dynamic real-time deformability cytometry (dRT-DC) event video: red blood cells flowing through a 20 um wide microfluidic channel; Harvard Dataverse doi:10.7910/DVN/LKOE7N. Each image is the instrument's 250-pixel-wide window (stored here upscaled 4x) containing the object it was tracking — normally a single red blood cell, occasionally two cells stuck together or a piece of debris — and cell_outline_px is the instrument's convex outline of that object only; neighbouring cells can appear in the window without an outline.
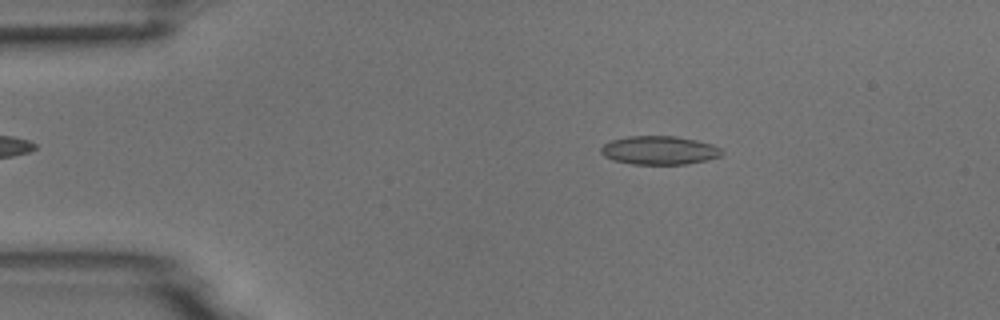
{"species": "common noctule bat (a hibernating species)", "species_latin": "Nyctalus noctula", "temperature_condition": "room temperature", "stored_images_in_passage": 2, "camera_frame_rate_fps": 3000, "um_per_image_px": 0.085, "animal": {"sex": "male", "body_mass_g": 18.8}, "frame": {"image": 1, "passage_image": 1, "time_ms": 0.0, "image_size_px": [1000, 320], "cell_outline_px": [[724, 152], [720, 156], [708, 160], [684, 164], [632, 164], [612, 160], [604, 156], [600, 152], [600, 148], [604, 144], [612, 140], [628, 136], [676, 136], [696, 140], [712, 144], [720, 148]], "centroid_in_image_um": [56.03, 12.77], "position_along_channel_um": 29.0, "area_um2": 20.17}}